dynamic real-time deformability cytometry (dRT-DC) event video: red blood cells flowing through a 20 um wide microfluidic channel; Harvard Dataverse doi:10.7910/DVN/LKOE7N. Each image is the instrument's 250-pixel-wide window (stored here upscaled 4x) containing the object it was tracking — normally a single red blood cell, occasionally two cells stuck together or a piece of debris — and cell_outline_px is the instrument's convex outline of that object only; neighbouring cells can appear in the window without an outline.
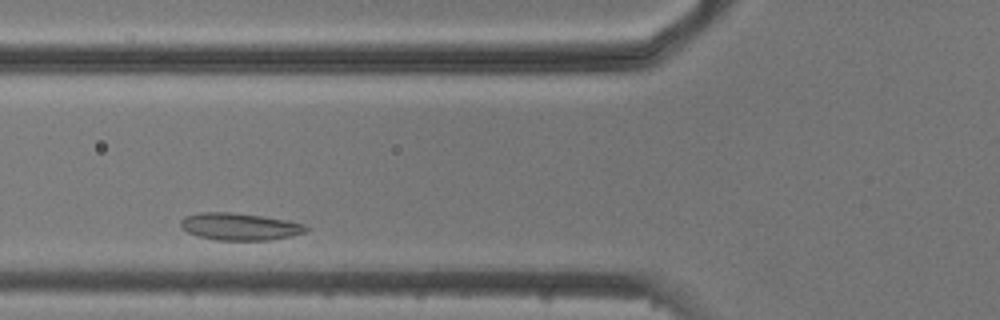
{"species": "common noctule bat (a hibernating species)", "species_latin": "Nyctalus noctula", "temperature_condition": "cold", "stored_images_in_passage": 4, "camera_frame_rate_fps": 3000, "um_per_image_px": 0.085, "animal": {"sex": "male", "body_mass_g": 20.5, "forearm_length_mm": 52.5}, "frame": {"image": 1, "passage_image": 2, "time_ms": 1.333, "image_size_px": [1000, 320], "cell_outline_px": [[308, 228], [304, 232], [288, 236], [268, 240], [216, 240], [200, 236], [188, 232], [180, 228], [180, 220], [184, 216], [200, 212], [232, 212], [264, 216], [288, 220], [304, 224]], "centroid_in_image_um": [20.33, 19.24], "position_along_channel_um": 105.5, "area_um2": 19.83}}
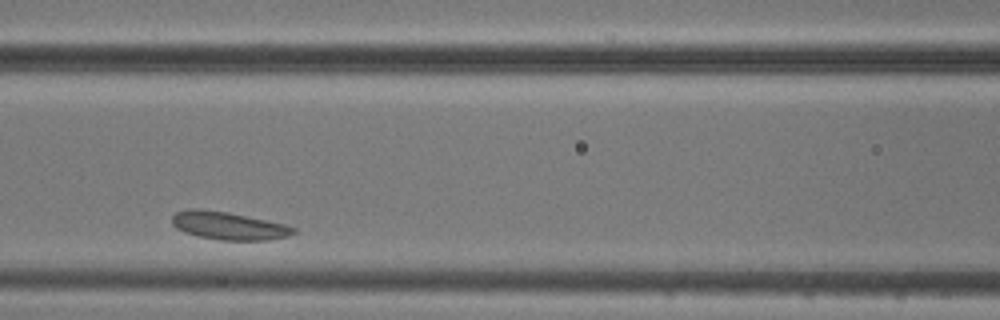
{"frame": {"image": 2, "passage_image": 3, "time_ms": 2.667, "image_size_px": [1000, 320], "cell_outline_px": [[296, 232], [288, 236], [268, 240], [220, 240], [200, 236], [184, 232], [176, 228], [172, 224], [172, 216], [176, 212], [188, 208], [200, 208], [228, 212], [284, 224], [296, 228]], "centroid_in_image_um": [19.4, 19.18], "position_along_channel_um": 147.2, "area_um2": 19.71}}
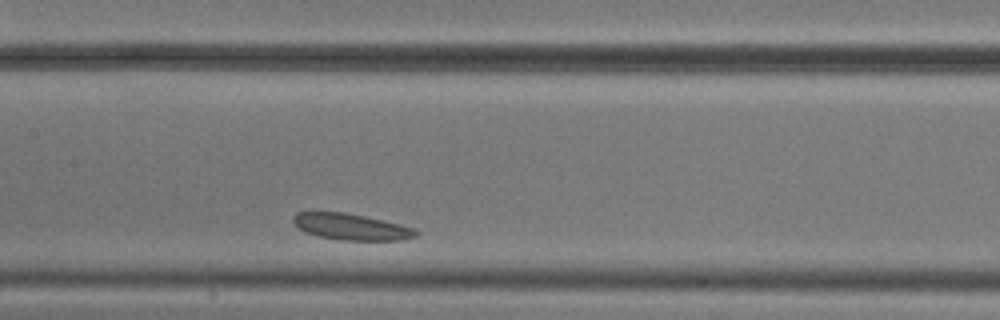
{"frame": {"image": 3, "passage_image": 4, "time_ms": 3.667, "image_size_px": [1000, 320], "cell_outline_px": [[420, 232], [416, 236], [404, 240], [340, 240], [320, 236], [308, 232], [300, 228], [292, 220], [292, 216], [296, 212], [344, 212], [364, 216], [416, 228]], "centroid_in_image_um": [29.89, 19.28], "position_along_channel_um": 177.5, "area_um2": 18.61}}